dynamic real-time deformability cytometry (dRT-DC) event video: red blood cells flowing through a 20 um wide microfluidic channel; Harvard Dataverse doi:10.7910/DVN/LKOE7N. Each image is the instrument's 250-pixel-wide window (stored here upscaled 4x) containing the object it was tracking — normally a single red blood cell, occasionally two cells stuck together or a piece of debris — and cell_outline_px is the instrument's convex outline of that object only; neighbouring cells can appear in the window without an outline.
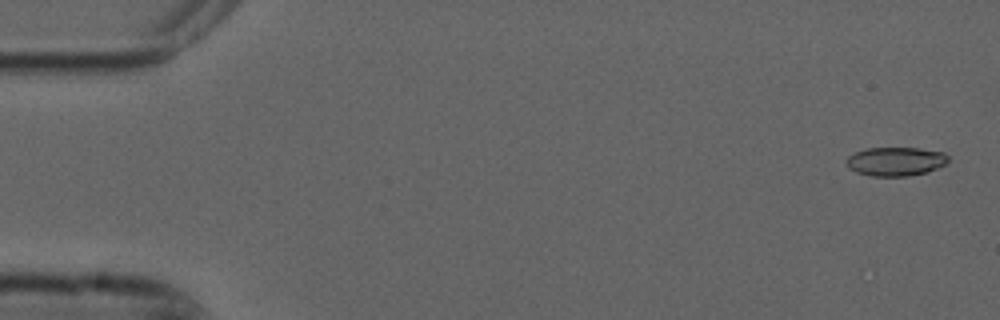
{"species": "common noctule bat (a hibernating species)", "species_latin": "Nyctalus noctula", "temperature_condition": "cold", "stored_images_in_passage": 6, "camera_frame_rate_fps": 3000, "um_per_image_px": 0.085, "animal": {"sex": "male", "forearm_length_mm": 52.5}, "frame": {"image": 1, "passage_image": 1, "time_ms": 0.0, "image_size_px": [1000, 320], "cell_outline_px": [[948, 164], [928, 172], [908, 176], [872, 176], [856, 172], [848, 168], [844, 160], [848, 156], [856, 152], [868, 148], [920, 148], [944, 152], [948, 156]], "centroid_in_image_um": [76.14, 13.72], "position_along_channel_um": 8.9, "area_um2": 17.34}}
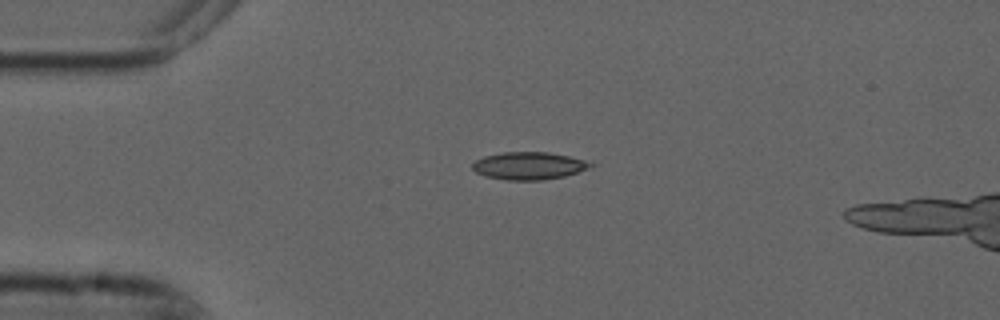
{"frame": {"image": 2, "passage_image": 4, "time_ms": 1.0, "image_size_px": [1000, 320], "cell_outline_px": [[596, 164], [592, 168], [564, 176], [540, 180], [508, 180], [484, 176], [476, 172], [472, 168], [472, 164], [476, 160], [484, 156], [504, 152], [548, 152], [568, 156], [584, 160]], "centroid_in_image_um": [44.97, 14.09], "position_along_channel_um": 40.0, "area_um2": 18.96}}